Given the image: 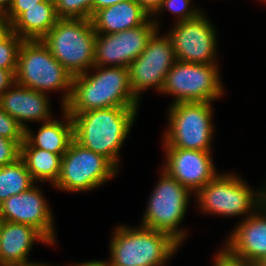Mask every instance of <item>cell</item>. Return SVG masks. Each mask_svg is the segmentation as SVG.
<instances>
[{
	"label": "cell",
	"mask_w": 266,
	"mask_h": 266,
	"mask_svg": "<svg viewBox=\"0 0 266 266\" xmlns=\"http://www.w3.org/2000/svg\"><path fill=\"white\" fill-rule=\"evenodd\" d=\"M94 0H54L58 18L91 19Z\"/></svg>",
	"instance_id": "d4e9b609"
},
{
	"label": "cell",
	"mask_w": 266,
	"mask_h": 266,
	"mask_svg": "<svg viewBox=\"0 0 266 266\" xmlns=\"http://www.w3.org/2000/svg\"><path fill=\"white\" fill-rule=\"evenodd\" d=\"M9 24L0 17V38L9 30Z\"/></svg>",
	"instance_id": "e575fe53"
},
{
	"label": "cell",
	"mask_w": 266,
	"mask_h": 266,
	"mask_svg": "<svg viewBox=\"0 0 266 266\" xmlns=\"http://www.w3.org/2000/svg\"><path fill=\"white\" fill-rule=\"evenodd\" d=\"M15 82V75L8 70L0 69V95Z\"/></svg>",
	"instance_id": "f546056e"
},
{
	"label": "cell",
	"mask_w": 266,
	"mask_h": 266,
	"mask_svg": "<svg viewBox=\"0 0 266 266\" xmlns=\"http://www.w3.org/2000/svg\"><path fill=\"white\" fill-rule=\"evenodd\" d=\"M43 0H12L7 13L2 17L9 26L24 12L26 8L36 6Z\"/></svg>",
	"instance_id": "f1b7e54d"
},
{
	"label": "cell",
	"mask_w": 266,
	"mask_h": 266,
	"mask_svg": "<svg viewBox=\"0 0 266 266\" xmlns=\"http://www.w3.org/2000/svg\"><path fill=\"white\" fill-rule=\"evenodd\" d=\"M51 243L34 227L0 220V266L25 264L34 242Z\"/></svg>",
	"instance_id": "ac0fdd59"
},
{
	"label": "cell",
	"mask_w": 266,
	"mask_h": 266,
	"mask_svg": "<svg viewBox=\"0 0 266 266\" xmlns=\"http://www.w3.org/2000/svg\"><path fill=\"white\" fill-rule=\"evenodd\" d=\"M168 37L172 42L176 59L181 62L198 64H218L216 55L215 27L204 14L175 25Z\"/></svg>",
	"instance_id": "7c38bea8"
},
{
	"label": "cell",
	"mask_w": 266,
	"mask_h": 266,
	"mask_svg": "<svg viewBox=\"0 0 266 266\" xmlns=\"http://www.w3.org/2000/svg\"><path fill=\"white\" fill-rule=\"evenodd\" d=\"M138 107H108L69 114L73 138L83 147L107 158L118 169V155L137 115Z\"/></svg>",
	"instance_id": "6da1fadb"
},
{
	"label": "cell",
	"mask_w": 266,
	"mask_h": 266,
	"mask_svg": "<svg viewBox=\"0 0 266 266\" xmlns=\"http://www.w3.org/2000/svg\"><path fill=\"white\" fill-rule=\"evenodd\" d=\"M136 1L146 12L151 16L158 10L161 6L163 0H134Z\"/></svg>",
	"instance_id": "4dcf8cb0"
},
{
	"label": "cell",
	"mask_w": 266,
	"mask_h": 266,
	"mask_svg": "<svg viewBox=\"0 0 266 266\" xmlns=\"http://www.w3.org/2000/svg\"><path fill=\"white\" fill-rule=\"evenodd\" d=\"M11 2L12 0H0V17H3L7 13Z\"/></svg>",
	"instance_id": "836d02e7"
},
{
	"label": "cell",
	"mask_w": 266,
	"mask_h": 266,
	"mask_svg": "<svg viewBox=\"0 0 266 266\" xmlns=\"http://www.w3.org/2000/svg\"><path fill=\"white\" fill-rule=\"evenodd\" d=\"M72 79L41 40H23L18 51L16 83L45 94L51 90H64V108L70 100Z\"/></svg>",
	"instance_id": "5b68a950"
},
{
	"label": "cell",
	"mask_w": 266,
	"mask_h": 266,
	"mask_svg": "<svg viewBox=\"0 0 266 266\" xmlns=\"http://www.w3.org/2000/svg\"><path fill=\"white\" fill-rule=\"evenodd\" d=\"M217 64L176 61L165 77L161 93L178 102H212L223 95Z\"/></svg>",
	"instance_id": "30bf717a"
},
{
	"label": "cell",
	"mask_w": 266,
	"mask_h": 266,
	"mask_svg": "<svg viewBox=\"0 0 266 266\" xmlns=\"http://www.w3.org/2000/svg\"><path fill=\"white\" fill-rule=\"evenodd\" d=\"M122 1H126V0H94V2H93V14L100 9L110 7L114 4L120 3Z\"/></svg>",
	"instance_id": "d6a6232c"
},
{
	"label": "cell",
	"mask_w": 266,
	"mask_h": 266,
	"mask_svg": "<svg viewBox=\"0 0 266 266\" xmlns=\"http://www.w3.org/2000/svg\"><path fill=\"white\" fill-rule=\"evenodd\" d=\"M63 120L45 121L34 135L29 128L25 130L24 139L35 148L44 149L55 154H64L73 138V121L67 111L62 108Z\"/></svg>",
	"instance_id": "44dd1931"
},
{
	"label": "cell",
	"mask_w": 266,
	"mask_h": 266,
	"mask_svg": "<svg viewBox=\"0 0 266 266\" xmlns=\"http://www.w3.org/2000/svg\"><path fill=\"white\" fill-rule=\"evenodd\" d=\"M212 102H178L168 111L164 147L211 151Z\"/></svg>",
	"instance_id": "52a82bcc"
},
{
	"label": "cell",
	"mask_w": 266,
	"mask_h": 266,
	"mask_svg": "<svg viewBox=\"0 0 266 266\" xmlns=\"http://www.w3.org/2000/svg\"><path fill=\"white\" fill-rule=\"evenodd\" d=\"M64 154H55L44 149L32 147L25 139L20 145V158L35 181L56 183Z\"/></svg>",
	"instance_id": "7402d4cb"
},
{
	"label": "cell",
	"mask_w": 266,
	"mask_h": 266,
	"mask_svg": "<svg viewBox=\"0 0 266 266\" xmlns=\"http://www.w3.org/2000/svg\"><path fill=\"white\" fill-rule=\"evenodd\" d=\"M117 172L104 156L71 141L61 159L59 177L54 184L58 190L82 192L98 188Z\"/></svg>",
	"instance_id": "9c48e42d"
},
{
	"label": "cell",
	"mask_w": 266,
	"mask_h": 266,
	"mask_svg": "<svg viewBox=\"0 0 266 266\" xmlns=\"http://www.w3.org/2000/svg\"><path fill=\"white\" fill-rule=\"evenodd\" d=\"M35 183L21 158L0 167V204L10 196L29 190Z\"/></svg>",
	"instance_id": "603a6c76"
},
{
	"label": "cell",
	"mask_w": 266,
	"mask_h": 266,
	"mask_svg": "<svg viewBox=\"0 0 266 266\" xmlns=\"http://www.w3.org/2000/svg\"><path fill=\"white\" fill-rule=\"evenodd\" d=\"M23 39L10 29L0 38V69L17 71L18 51Z\"/></svg>",
	"instance_id": "cb8c5ba5"
},
{
	"label": "cell",
	"mask_w": 266,
	"mask_h": 266,
	"mask_svg": "<svg viewBox=\"0 0 266 266\" xmlns=\"http://www.w3.org/2000/svg\"><path fill=\"white\" fill-rule=\"evenodd\" d=\"M20 158V146L13 140L0 136V167L14 163Z\"/></svg>",
	"instance_id": "83f0119b"
},
{
	"label": "cell",
	"mask_w": 266,
	"mask_h": 266,
	"mask_svg": "<svg viewBox=\"0 0 266 266\" xmlns=\"http://www.w3.org/2000/svg\"><path fill=\"white\" fill-rule=\"evenodd\" d=\"M48 95L14 82L0 95V107L26 130V121L51 120Z\"/></svg>",
	"instance_id": "e0dca14e"
},
{
	"label": "cell",
	"mask_w": 266,
	"mask_h": 266,
	"mask_svg": "<svg viewBox=\"0 0 266 266\" xmlns=\"http://www.w3.org/2000/svg\"><path fill=\"white\" fill-rule=\"evenodd\" d=\"M190 191L162 170L152 191L141 226L163 231L183 244L185 231L178 228L188 209Z\"/></svg>",
	"instance_id": "ba28073f"
},
{
	"label": "cell",
	"mask_w": 266,
	"mask_h": 266,
	"mask_svg": "<svg viewBox=\"0 0 266 266\" xmlns=\"http://www.w3.org/2000/svg\"><path fill=\"white\" fill-rule=\"evenodd\" d=\"M244 218L220 251L237 262L263 260L266 257V201L258 212Z\"/></svg>",
	"instance_id": "2e32d148"
},
{
	"label": "cell",
	"mask_w": 266,
	"mask_h": 266,
	"mask_svg": "<svg viewBox=\"0 0 266 266\" xmlns=\"http://www.w3.org/2000/svg\"><path fill=\"white\" fill-rule=\"evenodd\" d=\"M12 266H50V265H47V264L45 265V264H40V263H34V262H27L25 264L12 265Z\"/></svg>",
	"instance_id": "74e56055"
},
{
	"label": "cell",
	"mask_w": 266,
	"mask_h": 266,
	"mask_svg": "<svg viewBox=\"0 0 266 266\" xmlns=\"http://www.w3.org/2000/svg\"><path fill=\"white\" fill-rule=\"evenodd\" d=\"M25 130L0 107V136L15 141L19 146L24 142Z\"/></svg>",
	"instance_id": "4316f807"
},
{
	"label": "cell",
	"mask_w": 266,
	"mask_h": 266,
	"mask_svg": "<svg viewBox=\"0 0 266 266\" xmlns=\"http://www.w3.org/2000/svg\"><path fill=\"white\" fill-rule=\"evenodd\" d=\"M96 36L91 19L59 18L41 41L74 77L91 72Z\"/></svg>",
	"instance_id": "277c9868"
},
{
	"label": "cell",
	"mask_w": 266,
	"mask_h": 266,
	"mask_svg": "<svg viewBox=\"0 0 266 266\" xmlns=\"http://www.w3.org/2000/svg\"><path fill=\"white\" fill-rule=\"evenodd\" d=\"M150 17L136 1L126 0L96 11L91 22L96 33L112 34L144 25Z\"/></svg>",
	"instance_id": "d6986e66"
},
{
	"label": "cell",
	"mask_w": 266,
	"mask_h": 266,
	"mask_svg": "<svg viewBox=\"0 0 266 266\" xmlns=\"http://www.w3.org/2000/svg\"><path fill=\"white\" fill-rule=\"evenodd\" d=\"M165 148L166 164L162 169L186 187L191 194H196L218 175L211 151Z\"/></svg>",
	"instance_id": "9a60e30c"
},
{
	"label": "cell",
	"mask_w": 266,
	"mask_h": 266,
	"mask_svg": "<svg viewBox=\"0 0 266 266\" xmlns=\"http://www.w3.org/2000/svg\"><path fill=\"white\" fill-rule=\"evenodd\" d=\"M158 34L157 30L140 56L128 67L130 86L138 100L141 92L150 87L161 92L167 73L177 61L170 38Z\"/></svg>",
	"instance_id": "8fae6325"
},
{
	"label": "cell",
	"mask_w": 266,
	"mask_h": 266,
	"mask_svg": "<svg viewBox=\"0 0 266 266\" xmlns=\"http://www.w3.org/2000/svg\"><path fill=\"white\" fill-rule=\"evenodd\" d=\"M90 72L74 76L70 100L64 109L78 114L108 107H139L131 89L129 69L126 67L93 66Z\"/></svg>",
	"instance_id": "7a4b0ae2"
},
{
	"label": "cell",
	"mask_w": 266,
	"mask_h": 266,
	"mask_svg": "<svg viewBox=\"0 0 266 266\" xmlns=\"http://www.w3.org/2000/svg\"><path fill=\"white\" fill-rule=\"evenodd\" d=\"M52 217L43 193L35 185L0 204V220L32 226L54 244L56 239Z\"/></svg>",
	"instance_id": "5bb4252c"
},
{
	"label": "cell",
	"mask_w": 266,
	"mask_h": 266,
	"mask_svg": "<svg viewBox=\"0 0 266 266\" xmlns=\"http://www.w3.org/2000/svg\"><path fill=\"white\" fill-rule=\"evenodd\" d=\"M213 266H243L240 262L229 259L224 253L218 251Z\"/></svg>",
	"instance_id": "1f68e13d"
},
{
	"label": "cell",
	"mask_w": 266,
	"mask_h": 266,
	"mask_svg": "<svg viewBox=\"0 0 266 266\" xmlns=\"http://www.w3.org/2000/svg\"><path fill=\"white\" fill-rule=\"evenodd\" d=\"M191 0H163L161 6L154 13H159L164 9H168L174 15L178 16L176 22H181L189 19H193L197 17L201 12L199 9H195L194 7H190ZM189 7L191 9H189ZM194 8V9H192Z\"/></svg>",
	"instance_id": "484cf974"
},
{
	"label": "cell",
	"mask_w": 266,
	"mask_h": 266,
	"mask_svg": "<svg viewBox=\"0 0 266 266\" xmlns=\"http://www.w3.org/2000/svg\"><path fill=\"white\" fill-rule=\"evenodd\" d=\"M261 261L266 265V257Z\"/></svg>",
	"instance_id": "f35d334b"
},
{
	"label": "cell",
	"mask_w": 266,
	"mask_h": 266,
	"mask_svg": "<svg viewBox=\"0 0 266 266\" xmlns=\"http://www.w3.org/2000/svg\"><path fill=\"white\" fill-rule=\"evenodd\" d=\"M73 266H101V265L98 263V261L94 260V261H89V262H85V263H81V264L73 265Z\"/></svg>",
	"instance_id": "8d00e7d4"
},
{
	"label": "cell",
	"mask_w": 266,
	"mask_h": 266,
	"mask_svg": "<svg viewBox=\"0 0 266 266\" xmlns=\"http://www.w3.org/2000/svg\"><path fill=\"white\" fill-rule=\"evenodd\" d=\"M159 23L149 19L144 25L112 34L97 33L94 66L129 67L140 56L148 40L159 30ZM111 64V65H110Z\"/></svg>",
	"instance_id": "4fadbf2b"
},
{
	"label": "cell",
	"mask_w": 266,
	"mask_h": 266,
	"mask_svg": "<svg viewBox=\"0 0 266 266\" xmlns=\"http://www.w3.org/2000/svg\"><path fill=\"white\" fill-rule=\"evenodd\" d=\"M113 233L110 260H98L101 266H164L181 245L168 233L143 226L120 225Z\"/></svg>",
	"instance_id": "3957f363"
},
{
	"label": "cell",
	"mask_w": 266,
	"mask_h": 266,
	"mask_svg": "<svg viewBox=\"0 0 266 266\" xmlns=\"http://www.w3.org/2000/svg\"><path fill=\"white\" fill-rule=\"evenodd\" d=\"M53 0H43L26 8L10 26V30L23 40H41L58 20Z\"/></svg>",
	"instance_id": "ffe728a7"
},
{
	"label": "cell",
	"mask_w": 266,
	"mask_h": 266,
	"mask_svg": "<svg viewBox=\"0 0 266 266\" xmlns=\"http://www.w3.org/2000/svg\"><path fill=\"white\" fill-rule=\"evenodd\" d=\"M196 196L202 212L230 217L248 214L249 217L266 201V188L254 192L242 178L226 173L218 174Z\"/></svg>",
	"instance_id": "8992f818"
},
{
	"label": "cell",
	"mask_w": 266,
	"mask_h": 266,
	"mask_svg": "<svg viewBox=\"0 0 266 266\" xmlns=\"http://www.w3.org/2000/svg\"><path fill=\"white\" fill-rule=\"evenodd\" d=\"M243 266H266L261 260L240 262Z\"/></svg>",
	"instance_id": "d590c367"
}]
</instances>
